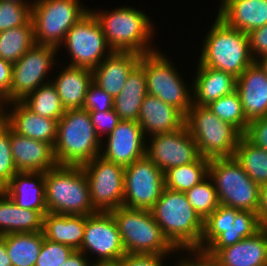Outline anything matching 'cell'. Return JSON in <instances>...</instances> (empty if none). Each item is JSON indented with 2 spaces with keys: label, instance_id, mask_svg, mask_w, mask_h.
Masks as SVG:
<instances>
[{
  "label": "cell",
  "instance_id": "1",
  "mask_svg": "<svg viewBox=\"0 0 267 266\" xmlns=\"http://www.w3.org/2000/svg\"><path fill=\"white\" fill-rule=\"evenodd\" d=\"M89 11L97 19L106 42L113 51L143 55L158 50L152 46L155 29L145 12L129 6L109 10L111 12L90 9Z\"/></svg>",
  "mask_w": 267,
  "mask_h": 266
},
{
  "label": "cell",
  "instance_id": "2",
  "mask_svg": "<svg viewBox=\"0 0 267 266\" xmlns=\"http://www.w3.org/2000/svg\"><path fill=\"white\" fill-rule=\"evenodd\" d=\"M168 241L177 249H200L204 220L185 193L164 188L150 210Z\"/></svg>",
  "mask_w": 267,
  "mask_h": 266
},
{
  "label": "cell",
  "instance_id": "3",
  "mask_svg": "<svg viewBox=\"0 0 267 266\" xmlns=\"http://www.w3.org/2000/svg\"><path fill=\"white\" fill-rule=\"evenodd\" d=\"M198 62L238 78L255 60L245 32L229 27L218 16L202 42Z\"/></svg>",
  "mask_w": 267,
  "mask_h": 266
},
{
  "label": "cell",
  "instance_id": "4",
  "mask_svg": "<svg viewBox=\"0 0 267 266\" xmlns=\"http://www.w3.org/2000/svg\"><path fill=\"white\" fill-rule=\"evenodd\" d=\"M101 144L102 140L97 135L87 110H65L57 123L54 145L58 165H84L100 156Z\"/></svg>",
  "mask_w": 267,
  "mask_h": 266
},
{
  "label": "cell",
  "instance_id": "5",
  "mask_svg": "<svg viewBox=\"0 0 267 266\" xmlns=\"http://www.w3.org/2000/svg\"><path fill=\"white\" fill-rule=\"evenodd\" d=\"M44 181L47 212L86 216L97 212L81 166L57 165L45 172Z\"/></svg>",
  "mask_w": 267,
  "mask_h": 266
},
{
  "label": "cell",
  "instance_id": "6",
  "mask_svg": "<svg viewBox=\"0 0 267 266\" xmlns=\"http://www.w3.org/2000/svg\"><path fill=\"white\" fill-rule=\"evenodd\" d=\"M126 254L169 256L180 252L165 237L150 210L120 206L111 210Z\"/></svg>",
  "mask_w": 267,
  "mask_h": 266
},
{
  "label": "cell",
  "instance_id": "7",
  "mask_svg": "<svg viewBox=\"0 0 267 266\" xmlns=\"http://www.w3.org/2000/svg\"><path fill=\"white\" fill-rule=\"evenodd\" d=\"M185 125L202 157H233L243 134L232 124L219 119L207 106L192 105Z\"/></svg>",
  "mask_w": 267,
  "mask_h": 266
},
{
  "label": "cell",
  "instance_id": "8",
  "mask_svg": "<svg viewBox=\"0 0 267 266\" xmlns=\"http://www.w3.org/2000/svg\"><path fill=\"white\" fill-rule=\"evenodd\" d=\"M209 177L214 183L220 205L258 212L260 186L247 175L234 157L210 159Z\"/></svg>",
  "mask_w": 267,
  "mask_h": 266
},
{
  "label": "cell",
  "instance_id": "9",
  "mask_svg": "<svg viewBox=\"0 0 267 266\" xmlns=\"http://www.w3.org/2000/svg\"><path fill=\"white\" fill-rule=\"evenodd\" d=\"M88 9L80 0H33L31 22L35 44L60 49L66 33Z\"/></svg>",
  "mask_w": 267,
  "mask_h": 266
},
{
  "label": "cell",
  "instance_id": "10",
  "mask_svg": "<svg viewBox=\"0 0 267 266\" xmlns=\"http://www.w3.org/2000/svg\"><path fill=\"white\" fill-rule=\"evenodd\" d=\"M162 53L156 50L143 54L139 61L145 71L147 93L157 96L186 116L192 106V84L191 87L185 84L181 73Z\"/></svg>",
  "mask_w": 267,
  "mask_h": 266
},
{
  "label": "cell",
  "instance_id": "11",
  "mask_svg": "<svg viewBox=\"0 0 267 266\" xmlns=\"http://www.w3.org/2000/svg\"><path fill=\"white\" fill-rule=\"evenodd\" d=\"M62 45L71 56L69 66L90 70L113 52L106 42L100 24L90 11L66 33L60 47Z\"/></svg>",
  "mask_w": 267,
  "mask_h": 266
},
{
  "label": "cell",
  "instance_id": "12",
  "mask_svg": "<svg viewBox=\"0 0 267 266\" xmlns=\"http://www.w3.org/2000/svg\"><path fill=\"white\" fill-rule=\"evenodd\" d=\"M81 168L88 180L91 204L96 211L110 212L123 206L125 167L97 156Z\"/></svg>",
  "mask_w": 267,
  "mask_h": 266
},
{
  "label": "cell",
  "instance_id": "13",
  "mask_svg": "<svg viewBox=\"0 0 267 266\" xmlns=\"http://www.w3.org/2000/svg\"><path fill=\"white\" fill-rule=\"evenodd\" d=\"M58 48L34 44L17 62L13 63L10 103L21 102L38 87L51 82V67L56 65Z\"/></svg>",
  "mask_w": 267,
  "mask_h": 266
},
{
  "label": "cell",
  "instance_id": "14",
  "mask_svg": "<svg viewBox=\"0 0 267 266\" xmlns=\"http://www.w3.org/2000/svg\"><path fill=\"white\" fill-rule=\"evenodd\" d=\"M85 255H95L93 264H117L125 255L121 235L110 212L86 216V225L81 248Z\"/></svg>",
  "mask_w": 267,
  "mask_h": 266
},
{
  "label": "cell",
  "instance_id": "15",
  "mask_svg": "<svg viewBox=\"0 0 267 266\" xmlns=\"http://www.w3.org/2000/svg\"><path fill=\"white\" fill-rule=\"evenodd\" d=\"M164 189V172L146 155L124 169L123 206L151 210Z\"/></svg>",
  "mask_w": 267,
  "mask_h": 266
},
{
  "label": "cell",
  "instance_id": "16",
  "mask_svg": "<svg viewBox=\"0 0 267 266\" xmlns=\"http://www.w3.org/2000/svg\"><path fill=\"white\" fill-rule=\"evenodd\" d=\"M148 142L145 155L163 172L197 162L202 157L186 125L171 133L152 135Z\"/></svg>",
  "mask_w": 267,
  "mask_h": 266
},
{
  "label": "cell",
  "instance_id": "17",
  "mask_svg": "<svg viewBox=\"0 0 267 266\" xmlns=\"http://www.w3.org/2000/svg\"><path fill=\"white\" fill-rule=\"evenodd\" d=\"M101 144L100 156L105 160L129 166L145 156L146 141L137 121L121 120Z\"/></svg>",
  "mask_w": 267,
  "mask_h": 266
},
{
  "label": "cell",
  "instance_id": "18",
  "mask_svg": "<svg viewBox=\"0 0 267 266\" xmlns=\"http://www.w3.org/2000/svg\"><path fill=\"white\" fill-rule=\"evenodd\" d=\"M11 154L18 172H46L57 166L54 147L17 134L10 127Z\"/></svg>",
  "mask_w": 267,
  "mask_h": 266
},
{
  "label": "cell",
  "instance_id": "19",
  "mask_svg": "<svg viewBox=\"0 0 267 266\" xmlns=\"http://www.w3.org/2000/svg\"><path fill=\"white\" fill-rule=\"evenodd\" d=\"M236 90L248 122L267 116V75L256 61L237 78Z\"/></svg>",
  "mask_w": 267,
  "mask_h": 266
},
{
  "label": "cell",
  "instance_id": "20",
  "mask_svg": "<svg viewBox=\"0 0 267 266\" xmlns=\"http://www.w3.org/2000/svg\"><path fill=\"white\" fill-rule=\"evenodd\" d=\"M222 266H267V228L222 249H206Z\"/></svg>",
  "mask_w": 267,
  "mask_h": 266
},
{
  "label": "cell",
  "instance_id": "21",
  "mask_svg": "<svg viewBox=\"0 0 267 266\" xmlns=\"http://www.w3.org/2000/svg\"><path fill=\"white\" fill-rule=\"evenodd\" d=\"M137 122L147 139V136L179 130L185 125V116L157 96L147 93L141 103Z\"/></svg>",
  "mask_w": 267,
  "mask_h": 266
},
{
  "label": "cell",
  "instance_id": "22",
  "mask_svg": "<svg viewBox=\"0 0 267 266\" xmlns=\"http://www.w3.org/2000/svg\"><path fill=\"white\" fill-rule=\"evenodd\" d=\"M8 105L12 106L11 110ZM5 106L4 119L17 134L49 143L54 147L57 139V120L33 113L22 102L6 103Z\"/></svg>",
  "mask_w": 267,
  "mask_h": 266
},
{
  "label": "cell",
  "instance_id": "23",
  "mask_svg": "<svg viewBox=\"0 0 267 266\" xmlns=\"http://www.w3.org/2000/svg\"><path fill=\"white\" fill-rule=\"evenodd\" d=\"M141 56L135 52L113 51L92 70L93 82L114 99L122 91L129 73Z\"/></svg>",
  "mask_w": 267,
  "mask_h": 266
},
{
  "label": "cell",
  "instance_id": "24",
  "mask_svg": "<svg viewBox=\"0 0 267 266\" xmlns=\"http://www.w3.org/2000/svg\"><path fill=\"white\" fill-rule=\"evenodd\" d=\"M218 16L246 34L267 24V0H220Z\"/></svg>",
  "mask_w": 267,
  "mask_h": 266
},
{
  "label": "cell",
  "instance_id": "25",
  "mask_svg": "<svg viewBox=\"0 0 267 266\" xmlns=\"http://www.w3.org/2000/svg\"><path fill=\"white\" fill-rule=\"evenodd\" d=\"M44 178L45 172H17L2 190L17 206L44 216L47 213Z\"/></svg>",
  "mask_w": 267,
  "mask_h": 266
},
{
  "label": "cell",
  "instance_id": "26",
  "mask_svg": "<svg viewBox=\"0 0 267 266\" xmlns=\"http://www.w3.org/2000/svg\"><path fill=\"white\" fill-rule=\"evenodd\" d=\"M197 64L192 81V105L207 106L236 90L237 78L232 74Z\"/></svg>",
  "mask_w": 267,
  "mask_h": 266
},
{
  "label": "cell",
  "instance_id": "27",
  "mask_svg": "<svg viewBox=\"0 0 267 266\" xmlns=\"http://www.w3.org/2000/svg\"><path fill=\"white\" fill-rule=\"evenodd\" d=\"M66 67L51 82L65 110L82 109L89 85L93 82L92 70L69 65Z\"/></svg>",
  "mask_w": 267,
  "mask_h": 266
},
{
  "label": "cell",
  "instance_id": "28",
  "mask_svg": "<svg viewBox=\"0 0 267 266\" xmlns=\"http://www.w3.org/2000/svg\"><path fill=\"white\" fill-rule=\"evenodd\" d=\"M42 230L43 215L39 211L17 206L3 190H0V236Z\"/></svg>",
  "mask_w": 267,
  "mask_h": 266
},
{
  "label": "cell",
  "instance_id": "29",
  "mask_svg": "<svg viewBox=\"0 0 267 266\" xmlns=\"http://www.w3.org/2000/svg\"><path fill=\"white\" fill-rule=\"evenodd\" d=\"M86 215H60L47 212L43 216L45 239L79 250L84 237Z\"/></svg>",
  "mask_w": 267,
  "mask_h": 266
},
{
  "label": "cell",
  "instance_id": "30",
  "mask_svg": "<svg viewBox=\"0 0 267 266\" xmlns=\"http://www.w3.org/2000/svg\"><path fill=\"white\" fill-rule=\"evenodd\" d=\"M146 94L145 71L138 63L129 73L122 91L114 98L113 109L121 120L138 121L141 103Z\"/></svg>",
  "mask_w": 267,
  "mask_h": 266
},
{
  "label": "cell",
  "instance_id": "31",
  "mask_svg": "<svg viewBox=\"0 0 267 266\" xmlns=\"http://www.w3.org/2000/svg\"><path fill=\"white\" fill-rule=\"evenodd\" d=\"M44 238L43 231L5 235L6 249L12 266H35Z\"/></svg>",
  "mask_w": 267,
  "mask_h": 266
},
{
  "label": "cell",
  "instance_id": "32",
  "mask_svg": "<svg viewBox=\"0 0 267 266\" xmlns=\"http://www.w3.org/2000/svg\"><path fill=\"white\" fill-rule=\"evenodd\" d=\"M233 157L247 175L260 187L267 183V150L251 143L244 135Z\"/></svg>",
  "mask_w": 267,
  "mask_h": 266
},
{
  "label": "cell",
  "instance_id": "33",
  "mask_svg": "<svg viewBox=\"0 0 267 266\" xmlns=\"http://www.w3.org/2000/svg\"><path fill=\"white\" fill-rule=\"evenodd\" d=\"M210 159L172 167L164 172V188L185 193L209 176Z\"/></svg>",
  "mask_w": 267,
  "mask_h": 266
},
{
  "label": "cell",
  "instance_id": "34",
  "mask_svg": "<svg viewBox=\"0 0 267 266\" xmlns=\"http://www.w3.org/2000/svg\"><path fill=\"white\" fill-rule=\"evenodd\" d=\"M35 44L31 20L16 28L0 32V58L17 62Z\"/></svg>",
  "mask_w": 267,
  "mask_h": 266
},
{
  "label": "cell",
  "instance_id": "35",
  "mask_svg": "<svg viewBox=\"0 0 267 266\" xmlns=\"http://www.w3.org/2000/svg\"><path fill=\"white\" fill-rule=\"evenodd\" d=\"M21 102L33 113L44 118L58 121L65 113L57 89L52 82L38 87Z\"/></svg>",
  "mask_w": 267,
  "mask_h": 266
},
{
  "label": "cell",
  "instance_id": "36",
  "mask_svg": "<svg viewBox=\"0 0 267 266\" xmlns=\"http://www.w3.org/2000/svg\"><path fill=\"white\" fill-rule=\"evenodd\" d=\"M262 228L258 212L239 211L235 216V222L207 248L222 249L234 245L242 239L252 236Z\"/></svg>",
  "mask_w": 267,
  "mask_h": 266
},
{
  "label": "cell",
  "instance_id": "37",
  "mask_svg": "<svg viewBox=\"0 0 267 266\" xmlns=\"http://www.w3.org/2000/svg\"><path fill=\"white\" fill-rule=\"evenodd\" d=\"M219 119L235 126L243 135L245 134L248 121L242 109L241 98L237 90L222 96L207 105Z\"/></svg>",
  "mask_w": 267,
  "mask_h": 266
},
{
  "label": "cell",
  "instance_id": "38",
  "mask_svg": "<svg viewBox=\"0 0 267 266\" xmlns=\"http://www.w3.org/2000/svg\"><path fill=\"white\" fill-rule=\"evenodd\" d=\"M185 195L190 205L203 220L220 205L214 183L209 176L186 191Z\"/></svg>",
  "mask_w": 267,
  "mask_h": 266
},
{
  "label": "cell",
  "instance_id": "39",
  "mask_svg": "<svg viewBox=\"0 0 267 266\" xmlns=\"http://www.w3.org/2000/svg\"><path fill=\"white\" fill-rule=\"evenodd\" d=\"M240 210L219 205L217 209L204 220V229L200 249L206 250L223 232L235 222V216Z\"/></svg>",
  "mask_w": 267,
  "mask_h": 266
},
{
  "label": "cell",
  "instance_id": "40",
  "mask_svg": "<svg viewBox=\"0 0 267 266\" xmlns=\"http://www.w3.org/2000/svg\"><path fill=\"white\" fill-rule=\"evenodd\" d=\"M32 3L0 0V32L26 25L31 20Z\"/></svg>",
  "mask_w": 267,
  "mask_h": 266
},
{
  "label": "cell",
  "instance_id": "41",
  "mask_svg": "<svg viewBox=\"0 0 267 266\" xmlns=\"http://www.w3.org/2000/svg\"><path fill=\"white\" fill-rule=\"evenodd\" d=\"M11 154L10 125L0 119V190H2L17 173Z\"/></svg>",
  "mask_w": 267,
  "mask_h": 266
},
{
  "label": "cell",
  "instance_id": "42",
  "mask_svg": "<svg viewBox=\"0 0 267 266\" xmlns=\"http://www.w3.org/2000/svg\"><path fill=\"white\" fill-rule=\"evenodd\" d=\"M74 251L70 246L44 238L35 266H61Z\"/></svg>",
  "mask_w": 267,
  "mask_h": 266
},
{
  "label": "cell",
  "instance_id": "43",
  "mask_svg": "<svg viewBox=\"0 0 267 266\" xmlns=\"http://www.w3.org/2000/svg\"><path fill=\"white\" fill-rule=\"evenodd\" d=\"M114 99L94 82L89 85L82 109L104 112L113 109Z\"/></svg>",
  "mask_w": 267,
  "mask_h": 266
},
{
  "label": "cell",
  "instance_id": "44",
  "mask_svg": "<svg viewBox=\"0 0 267 266\" xmlns=\"http://www.w3.org/2000/svg\"><path fill=\"white\" fill-rule=\"evenodd\" d=\"M89 115L94 129L102 141L103 137L110 134L121 121L114 109L104 112L91 111Z\"/></svg>",
  "mask_w": 267,
  "mask_h": 266
},
{
  "label": "cell",
  "instance_id": "45",
  "mask_svg": "<svg viewBox=\"0 0 267 266\" xmlns=\"http://www.w3.org/2000/svg\"><path fill=\"white\" fill-rule=\"evenodd\" d=\"M179 250H185L183 251L184 253L189 252L187 253V256L188 254L190 256L187 258H179L180 261L177 260V264L174 263L175 266H222L219 261L206 250H201L198 248Z\"/></svg>",
  "mask_w": 267,
  "mask_h": 266
},
{
  "label": "cell",
  "instance_id": "46",
  "mask_svg": "<svg viewBox=\"0 0 267 266\" xmlns=\"http://www.w3.org/2000/svg\"><path fill=\"white\" fill-rule=\"evenodd\" d=\"M244 136L254 145L267 150V116L249 122Z\"/></svg>",
  "mask_w": 267,
  "mask_h": 266
},
{
  "label": "cell",
  "instance_id": "47",
  "mask_svg": "<svg viewBox=\"0 0 267 266\" xmlns=\"http://www.w3.org/2000/svg\"><path fill=\"white\" fill-rule=\"evenodd\" d=\"M249 48L254 60L267 55V24L247 33Z\"/></svg>",
  "mask_w": 267,
  "mask_h": 266
},
{
  "label": "cell",
  "instance_id": "48",
  "mask_svg": "<svg viewBox=\"0 0 267 266\" xmlns=\"http://www.w3.org/2000/svg\"><path fill=\"white\" fill-rule=\"evenodd\" d=\"M165 258L168 259L167 256L155 254H126L117 264L119 266H163Z\"/></svg>",
  "mask_w": 267,
  "mask_h": 266
},
{
  "label": "cell",
  "instance_id": "49",
  "mask_svg": "<svg viewBox=\"0 0 267 266\" xmlns=\"http://www.w3.org/2000/svg\"><path fill=\"white\" fill-rule=\"evenodd\" d=\"M13 64L0 58V99L10 103V87L12 80Z\"/></svg>",
  "mask_w": 267,
  "mask_h": 266
},
{
  "label": "cell",
  "instance_id": "50",
  "mask_svg": "<svg viewBox=\"0 0 267 266\" xmlns=\"http://www.w3.org/2000/svg\"><path fill=\"white\" fill-rule=\"evenodd\" d=\"M258 217L262 227L267 228V183L260 187V205L258 208Z\"/></svg>",
  "mask_w": 267,
  "mask_h": 266
},
{
  "label": "cell",
  "instance_id": "51",
  "mask_svg": "<svg viewBox=\"0 0 267 266\" xmlns=\"http://www.w3.org/2000/svg\"><path fill=\"white\" fill-rule=\"evenodd\" d=\"M89 259L83 252L75 250L61 266H92L93 263Z\"/></svg>",
  "mask_w": 267,
  "mask_h": 266
},
{
  "label": "cell",
  "instance_id": "52",
  "mask_svg": "<svg viewBox=\"0 0 267 266\" xmlns=\"http://www.w3.org/2000/svg\"><path fill=\"white\" fill-rule=\"evenodd\" d=\"M0 266H12L5 244V235L0 236Z\"/></svg>",
  "mask_w": 267,
  "mask_h": 266
},
{
  "label": "cell",
  "instance_id": "53",
  "mask_svg": "<svg viewBox=\"0 0 267 266\" xmlns=\"http://www.w3.org/2000/svg\"><path fill=\"white\" fill-rule=\"evenodd\" d=\"M267 75V55L260 56L255 60Z\"/></svg>",
  "mask_w": 267,
  "mask_h": 266
},
{
  "label": "cell",
  "instance_id": "54",
  "mask_svg": "<svg viewBox=\"0 0 267 266\" xmlns=\"http://www.w3.org/2000/svg\"><path fill=\"white\" fill-rule=\"evenodd\" d=\"M5 104L4 102L0 99V119L4 118V111H5Z\"/></svg>",
  "mask_w": 267,
  "mask_h": 266
},
{
  "label": "cell",
  "instance_id": "55",
  "mask_svg": "<svg viewBox=\"0 0 267 266\" xmlns=\"http://www.w3.org/2000/svg\"><path fill=\"white\" fill-rule=\"evenodd\" d=\"M7 1H12V2H17V3H33V1L28 2V0H7Z\"/></svg>",
  "mask_w": 267,
  "mask_h": 266
},
{
  "label": "cell",
  "instance_id": "56",
  "mask_svg": "<svg viewBox=\"0 0 267 266\" xmlns=\"http://www.w3.org/2000/svg\"><path fill=\"white\" fill-rule=\"evenodd\" d=\"M92 266H119L118 264H93Z\"/></svg>",
  "mask_w": 267,
  "mask_h": 266
}]
</instances>
